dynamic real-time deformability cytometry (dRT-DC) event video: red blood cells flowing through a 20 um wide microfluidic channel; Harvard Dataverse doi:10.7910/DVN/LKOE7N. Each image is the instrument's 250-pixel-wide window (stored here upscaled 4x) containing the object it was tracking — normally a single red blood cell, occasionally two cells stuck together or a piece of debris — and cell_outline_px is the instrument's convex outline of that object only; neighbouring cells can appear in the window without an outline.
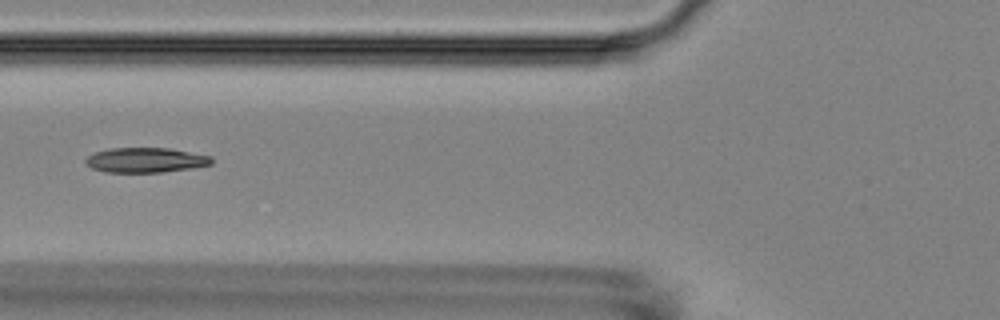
{"species": "Egyptian fruit bat (a non-hibernating species)", "species_latin": "Rousettus aegyptiacus", "temperature_condition": "room temperature", "stored_images_in_passage": 6, "camera_frame_rate_fps": 3000, "um_per_image_px": 0.085, "animal": {"sex": "female"}, "frame": {"image": 1, "passage_image": 6, "time_ms": 5.667, "image_size_px": [1000, 320], "cell_outline_px": [[212, 164], [192, 168], [160, 172], [104, 172], [92, 168], [84, 160], [88, 156], [96, 152], [108, 148], [168, 148], [212, 156]], "centroid_in_image_um": [12.38, 13.6], "position_along_channel_um": 113.4, "area_um2": 18.15}}